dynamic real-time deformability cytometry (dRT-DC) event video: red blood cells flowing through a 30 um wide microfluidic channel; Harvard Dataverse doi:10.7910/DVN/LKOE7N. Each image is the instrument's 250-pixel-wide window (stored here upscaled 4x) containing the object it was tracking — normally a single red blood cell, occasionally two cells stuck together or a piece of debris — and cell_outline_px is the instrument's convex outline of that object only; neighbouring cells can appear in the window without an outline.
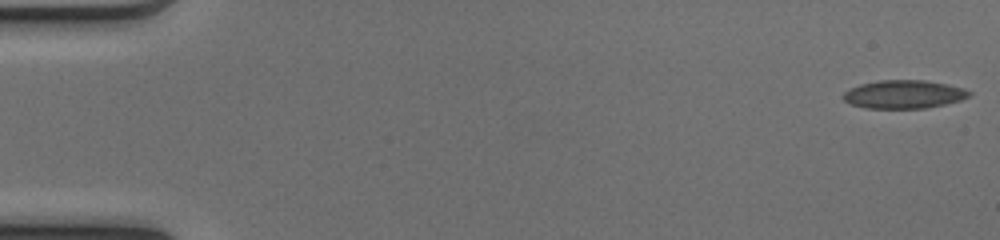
{"species": "common noctule bat (a hibernating species)", "species_latin": "Nyctalus noctula", "temperature_condition": "cold", "stored_images_in_passage": 42, "camera_frame_rate_fps": 3000, "um_per_image_px": 0.085, "animal": {"sex": "female", "body_mass_g": 17.0, "forearm_length_mm": 48.0}, "frame": {"image": 1, "passage_image": 1, "time_ms": 0.0, "image_size_px": [1000, 240], "cell_outline_px": [[972, 96], [960, 100], [944, 104], [924, 108], [864, 108], [852, 104], [844, 100], [844, 92], [848, 88], [860, 84], [880, 80], [924, 80], [948, 84], [964, 88], [972, 92]], "centroid_in_image_um": [76.85, 8.01], "position_along_channel_um": 8.2, "area_um2": 20.81}}
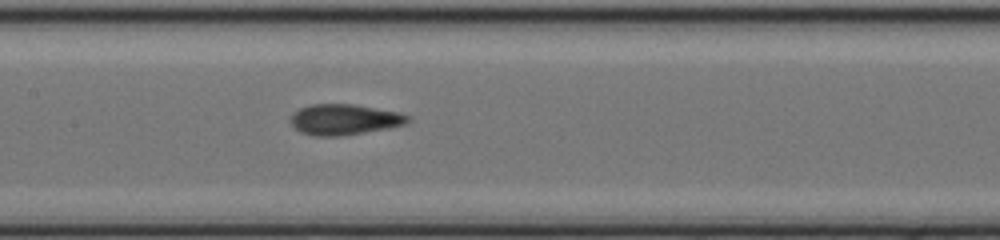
{"frame": {"image": 2, "passage_image": 25, "time_ms": 8.0, "image_size_px": [1000, 240], "cell_outline_px": [[412, 120], [404, 124], [388, 128], [340, 136], [316, 136], [300, 132], [288, 120], [292, 112], [308, 104], [356, 104], [400, 112], [408, 116]], "centroid_in_image_um": [29.24, 10.14], "position_along_channel_um": 178.2, "area_um2": 21.15}}
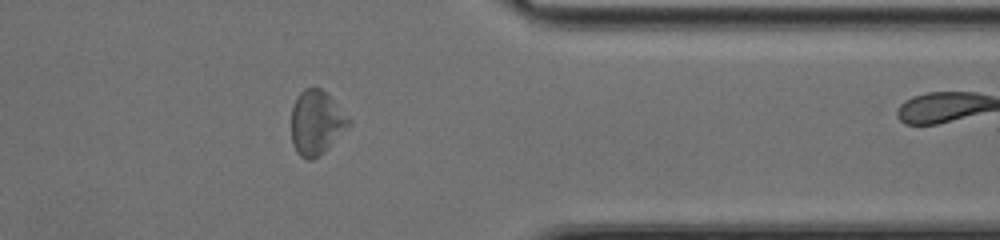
{"frame": {"image": 3, "passage_image": 41, "time_ms": 13.333, "image_size_px": [1000, 240], "cell_outline_px": [[352, 124], [324, 152], [312, 160], [308, 160], [300, 156], [296, 152], [292, 144], [292, 108], [300, 92], [304, 88], [320, 88], [352, 120]], "centroid_in_image_um": [26.9, 10.46], "position_along_channel_um": 384.5, "area_um2": 21.33}}